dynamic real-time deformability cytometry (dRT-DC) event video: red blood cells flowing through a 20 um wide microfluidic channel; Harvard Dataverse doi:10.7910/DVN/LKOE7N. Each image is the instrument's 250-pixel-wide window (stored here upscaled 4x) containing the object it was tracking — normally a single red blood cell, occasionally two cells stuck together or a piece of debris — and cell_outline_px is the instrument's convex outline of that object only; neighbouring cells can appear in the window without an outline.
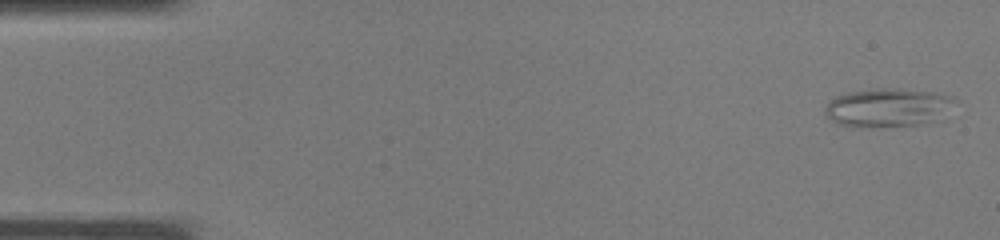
{"species": "common noctule bat (a hibernating species)", "species_latin": "Nyctalus noctula", "temperature_condition": "warm", "stored_images_in_passage": 37, "camera_frame_rate_fps": 3000, "um_per_image_px": 0.085, "animal": {"sex": "male", "body_mass_g": 19.0, "forearm_length_mm": 50.8}, "frame": {"image": 1, "passage_image": 1, "time_ms": 0.0, "image_size_px": [1000, 240], "cell_outline_px": [[956, 100], [928, 120], [916, 124], [876, 128], [852, 128], [836, 124], [824, 112], [824, 108], [836, 96], [848, 92], [880, 88], [888, 88], [936, 92], [956, 96]], "centroid_in_image_um": [75.31, 9.14], "position_along_channel_um": 9.7, "area_um2": 28.55}}
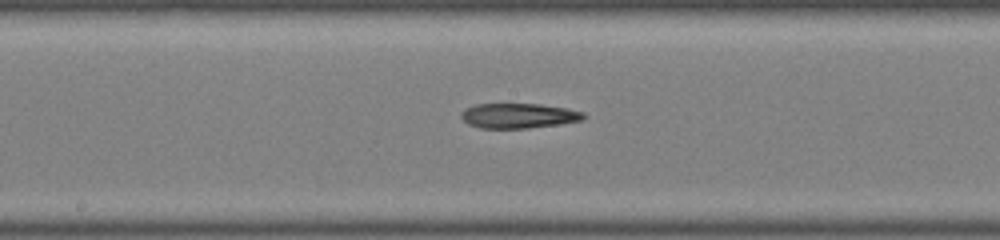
{"frame": {"image": 2, "passage_image": 19, "time_ms": 6.0, "image_size_px": [1000, 240], "cell_outline_px": [[584, 116], [580, 120], [560, 124], [528, 128], [480, 128], [468, 124], [460, 116], [460, 112], [464, 108], [476, 104], [540, 104], [568, 108], [584, 112]], "centroid_in_image_um": [44.04, 9.83], "position_along_channel_um": 204.2, "area_um2": 17.8}}
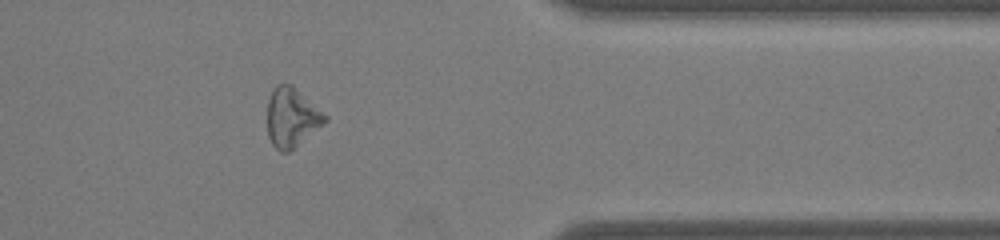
{"frame": {"image": 3, "passage_image": 30, "time_ms": 9.667, "image_size_px": [1000, 240], "cell_outline_px": [[328, 120], [324, 124], [288, 152], [280, 152], [272, 144], [268, 136], [268, 100], [272, 88], [276, 84], [292, 84], [328, 116]], "centroid_in_image_um": [24.79, 9.96], "position_along_channel_um": 386.6, "area_um2": 19.88}}